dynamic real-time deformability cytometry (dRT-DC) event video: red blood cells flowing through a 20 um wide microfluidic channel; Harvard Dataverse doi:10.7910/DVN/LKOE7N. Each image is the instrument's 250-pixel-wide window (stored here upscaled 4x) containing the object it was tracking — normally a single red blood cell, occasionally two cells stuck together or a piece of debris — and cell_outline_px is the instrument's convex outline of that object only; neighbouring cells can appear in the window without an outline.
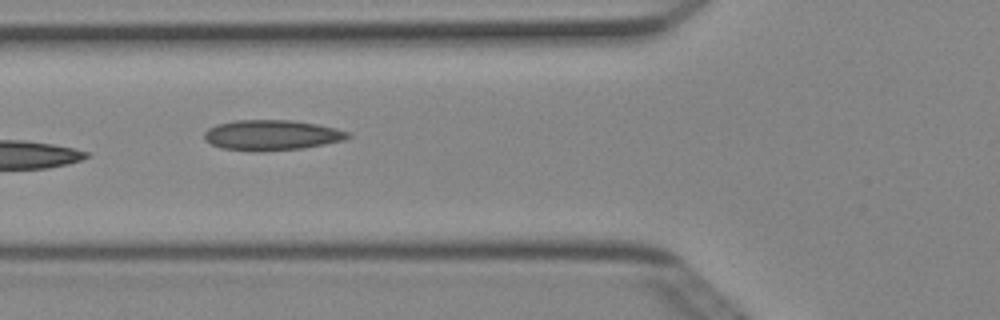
{"species": "Egyptian fruit bat (a non-hibernating species)", "species_latin": "Rousettus aegyptiacus", "temperature_condition": "cold", "stored_images_in_passage": 5, "camera_frame_rate_fps": 3000, "um_per_image_px": 0.085, "animal": {"sex": "female"}, "frame": {"image": 1, "passage_image": 5, "time_ms": 1.333, "image_size_px": [1000, 320], "cell_outline_px": [[352, 136], [344, 140], [324, 144], [300, 148], [220, 148], [204, 140], [204, 132], [208, 128], [216, 124], [236, 120], [292, 120], [316, 124], [336, 128], [348, 132]], "centroid_in_image_um": [23.11, 11.43], "position_along_channel_um": 102.7, "area_um2": 24.28}}